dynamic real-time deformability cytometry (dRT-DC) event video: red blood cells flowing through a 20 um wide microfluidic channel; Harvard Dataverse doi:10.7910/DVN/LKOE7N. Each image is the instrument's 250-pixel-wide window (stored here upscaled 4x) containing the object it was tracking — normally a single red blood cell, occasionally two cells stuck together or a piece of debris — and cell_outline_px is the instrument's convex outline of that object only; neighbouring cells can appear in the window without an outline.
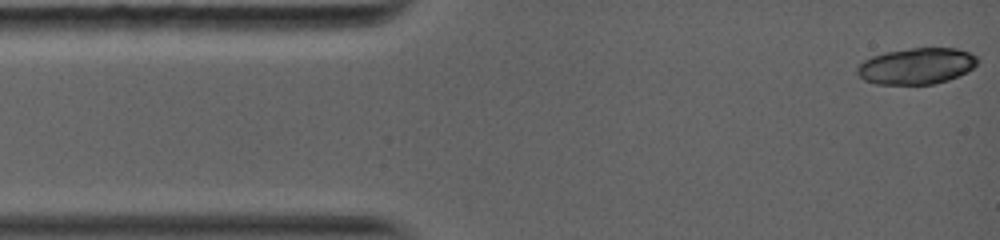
{"species": "common noctule bat (a hibernating species)", "species_latin": "Nyctalus noctula", "temperature_condition": "warm", "stored_images_in_passage": 7, "camera_frame_rate_fps": 5000, "um_per_image_px": 0.085, "animal": {"sex": "female", "body_mass_g": 19.0, "forearm_length_mm": 56.7}, "frame": {"image": 1, "passage_image": 1, "time_ms": 0.0, "image_size_px": [1000, 240], "cell_outline_px": [[980, 60], [972, 68], [948, 80], [932, 84], [876, 84], [864, 80], [856, 72], [856, 68], [864, 60], [872, 56], [884, 52], [912, 48], [956, 48], [968, 52], [976, 56]], "centroid_in_image_um": [77.88, 5.61], "position_along_channel_um": 7.1, "area_um2": 25.26}}
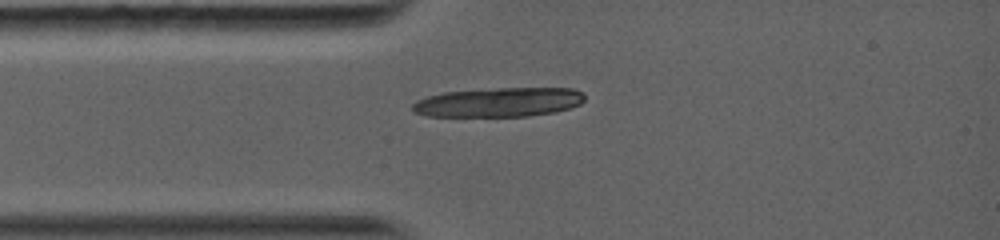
{"frame": {"image": 2, "passage_image": 7, "time_ms": 2.6, "image_size_px": [1000, 240], "cell_outline_px": [[584, 100], [580, 104], [572, 108], [556, 112], [528, 116], [428, 116], [416, 112], [412, 108], [412, 104], [416, 100], [428, 96], [444, 92], [500, 88], [572, 88], [584, 92]], "centroid_in_image_um": [42.45, 8.69], "position_along_channel_um": 42.6, "area_um2": 29.42}}